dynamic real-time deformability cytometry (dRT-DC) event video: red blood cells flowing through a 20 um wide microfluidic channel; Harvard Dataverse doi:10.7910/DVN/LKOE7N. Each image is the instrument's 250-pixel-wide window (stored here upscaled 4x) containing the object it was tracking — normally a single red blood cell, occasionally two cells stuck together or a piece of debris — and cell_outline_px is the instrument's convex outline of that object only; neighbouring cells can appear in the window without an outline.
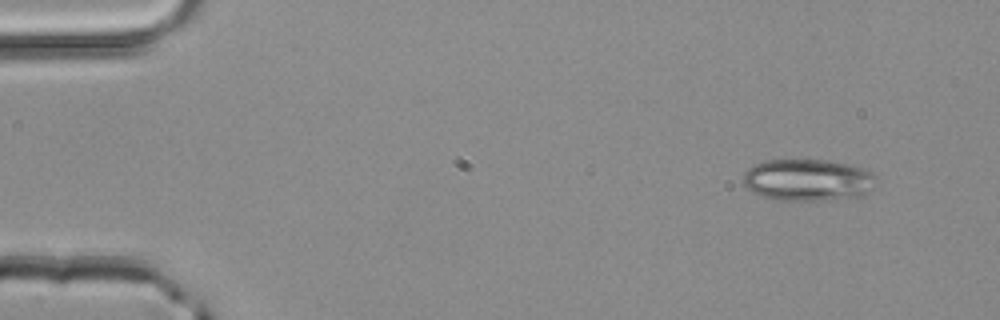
{"species": "common noctule bat (a hibernating species)", "species_latin": "Nyctalus noctula", "temperature_condition": "room temperature", "stored_images_in_passage": 2, "camera_frame_rate_fps": 3000, "um_per_image_px": 0.085, "animal": {"sex": "male", "body_mass_g": 20.4}, "frame": {"image": 1, "passage_image": 1, "time_ms": 0.0, "image_size_px": [1000, 320], "cell_outline_px": [[876, 188], [864, 196], [820, 200], [780, 200], [760, 196], [744, 188], [744, 172], [752, 164], [764, 160], [824, 160], [848, 164], [872, 172], [876, 176]], "centroid_in_image_um": [68.67, 15.3], "position_along_channel_um": 16.3, "area_um2": 32.83}}